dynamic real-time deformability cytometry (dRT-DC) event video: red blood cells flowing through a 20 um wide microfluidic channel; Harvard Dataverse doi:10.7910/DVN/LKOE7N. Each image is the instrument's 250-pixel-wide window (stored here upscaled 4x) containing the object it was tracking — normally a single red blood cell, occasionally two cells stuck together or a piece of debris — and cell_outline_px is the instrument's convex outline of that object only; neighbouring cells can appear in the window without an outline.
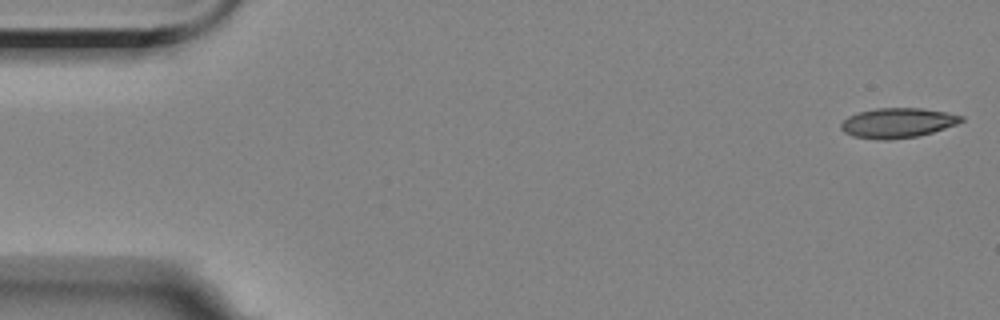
{"species": "Egyptian fruit bat (a non-hibernating species)", "species_latin": "Rousettus aegyptiacus", "temperature_condition": "room temperature", "stored_images_in_passage": 5, "camera_frame_rate_fps": 3000, "um_per_image_px": 0.085, "animal": {"sex": "female"}, "frame": {"image": 1, "passage_image": 1, "time_ms": 0.0, "image_size_px": [1000, 320], "cell_outline_px": [[964, 120], [956, 124], [932, 132], [916, 136], [888, 140], [876, 140], [852, 136], [844, 132], [840, 128], [840, 124], [848, 116], [860, 112], [876, 108], [920, 108], [944, 112], [964, 116]], "centroid_in_image_um": [76.26, 10.45], "position_along_channel_um": 8.7, "area_um2": 20.81}}
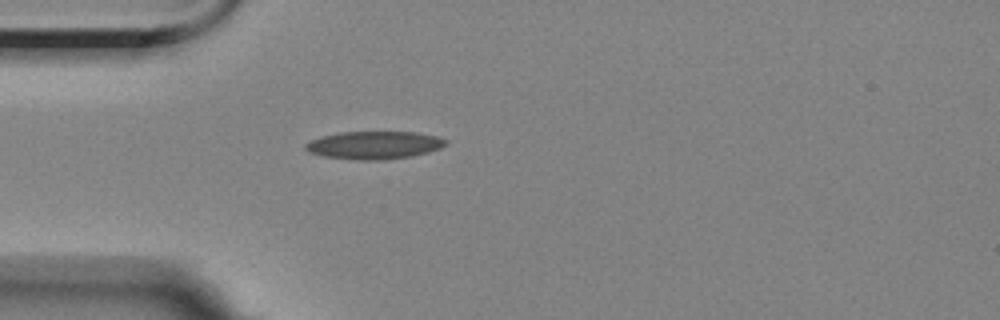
{"frame": {"image": 2, "passage_image": 5, "time_ms": 4.667, "image_size_px": [1000, 320], "cell_outline_px": [[448, 144], [440, 148], [428, 152], [412, 156], [384, 160], [356, 160], [324, 156], [308, 152], [304, 148], [304, 144], [312, 140], [324, 136], [340, 132], [416, 132], [436, 136], [448, 140]], "centroid_in_image_um": [31.83, 12.34], "position_along_channel_um": 53.2, "area_um2": 22.77}}